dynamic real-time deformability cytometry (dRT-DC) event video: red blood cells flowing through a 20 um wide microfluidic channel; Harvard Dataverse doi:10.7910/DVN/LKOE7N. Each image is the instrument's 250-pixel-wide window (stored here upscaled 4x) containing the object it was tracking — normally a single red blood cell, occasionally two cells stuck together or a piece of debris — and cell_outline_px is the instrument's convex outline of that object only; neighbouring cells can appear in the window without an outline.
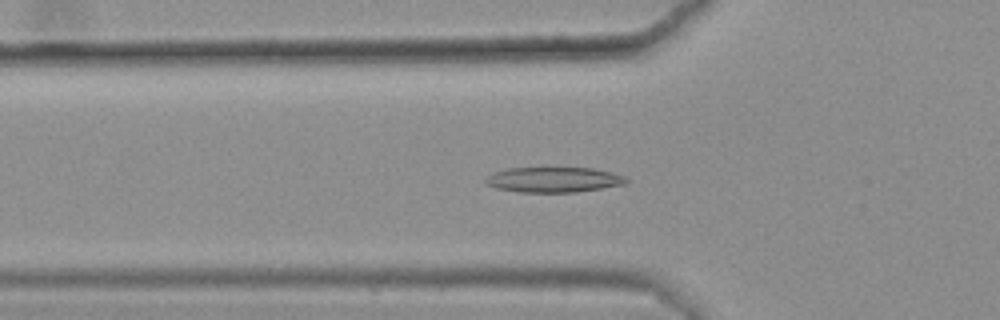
{"species": "common noctule bat (a hibernating species)", "species_latin": "Nyctalus noctula", "temperature_condition": "warm", "stored_images_in_passage": 34, "camera_frame_rate_fps": 3000, "um_per_image_px": 0.085, "animal": {"sex": "female", "body_mass_g": 25.1}, "frame": {"image": 1, "passage_image": 19, "time_ms": 6.0, "image_size_px": [1000, 320], "cell_outline_px": [[628, 184], [576, 192], [520, 192], [496, 188], [488, 184], [484, 180], [492, 172], [508, 168], [592, 168], [624, 176], [628, 180]], "centroid_in_image_um": [47.06, 15.27], "position_along_channel_um": 78.7, "area_um2": 20.58}}
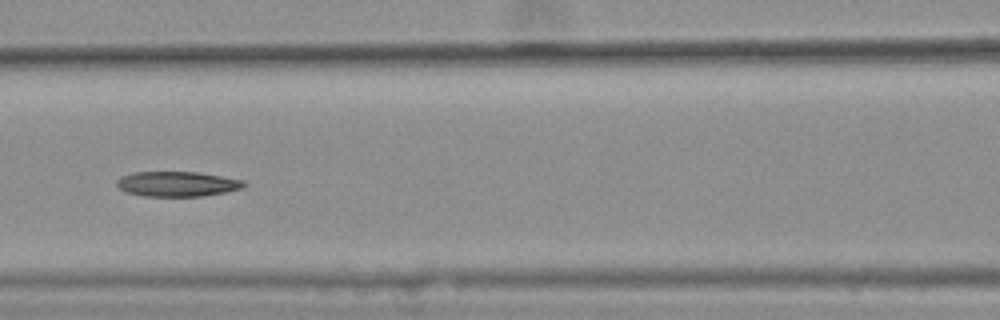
{"frame": {"image": 2, "passage_image": 25, "time_ms": 8.0, "image_size_px": [1000, 320], "cell_outline_px": [[248, 184], [244, 188], [224, 192], [200, 196], [144, 196], [128, 192], [120, 188], [116, 184], [116, 180], [120, 176], [132, 172], [196, 172], [244, 180]], "centroid_in_image_um": [15.07, 15.63], "position_along_channel_um": 151.5, "area_um2": 18.5}}
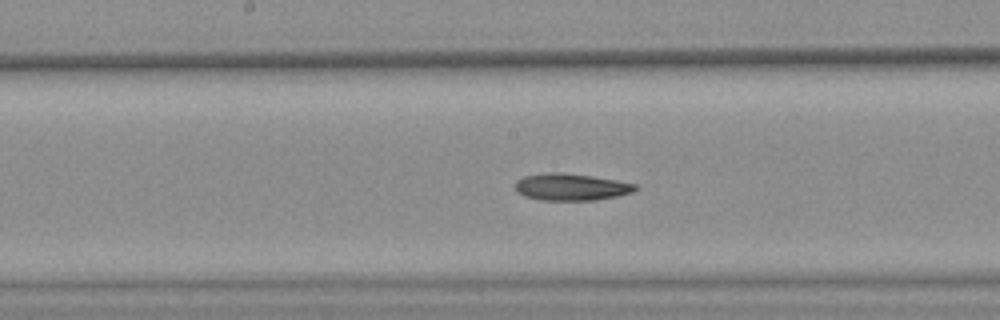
{"frame": {"image": 3, "passage_image": 29, "time_ms": 9.333, "image_size_px": [1000, 320], "cell_outline_px": [[636, 188], [632, 192], [616, 196], [596, 200], [540, 200], [524, 196], [516, 192], [516, 180], [524, 176], [552, 172], [560, 172], [592, 176], [616, 180], [636, 184]], "centroid_in_image_um": [48.51, 15.89], "position_along_channel_um": 199.7, "area_um2": 18.73}}